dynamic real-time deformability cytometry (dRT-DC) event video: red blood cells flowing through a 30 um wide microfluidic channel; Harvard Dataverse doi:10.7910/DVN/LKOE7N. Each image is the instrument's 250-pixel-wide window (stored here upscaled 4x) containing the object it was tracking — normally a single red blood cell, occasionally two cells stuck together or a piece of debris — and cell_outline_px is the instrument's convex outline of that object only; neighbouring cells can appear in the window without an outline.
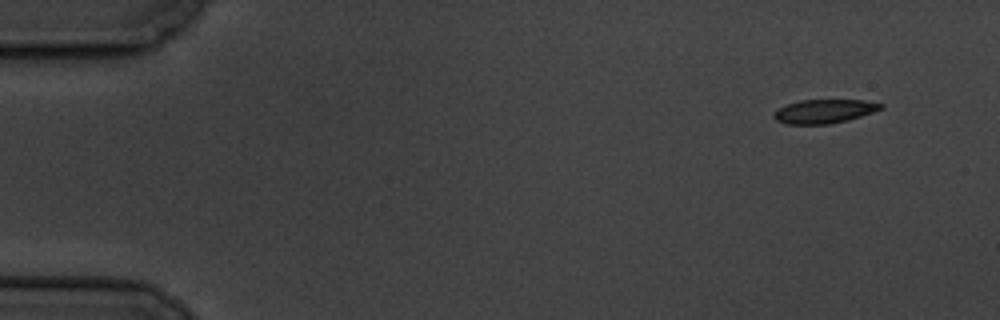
{"species": "common noctule bat (a hibernating species)", "species_latin": "Nyctalus noctula", "temperature_condition": "cold", "stored_images_in_passage": 5, "camera_frame_rate_fps": 3000, "um_per_image_px": 0.085, "animal": {"sex": "male", "body_mass_g": 19.5, "forearm_length_mm": 54.6}, "frame": {"image": 1, "passage_image": 1, "time_ms": 0.0, "image_size_px": [1000, 320], "cell_outline_px": [[884, 108], [848, 120], [828, 124], [784, 124], [776, 120], [772, 116], [780, 108], [788, 104], [800, 100], [864, 100], [884, 104]], "centroid_in_image_um": [70.07, 9.46], "position_along_channel_um": 14.9, "area_um2": 14.74}}